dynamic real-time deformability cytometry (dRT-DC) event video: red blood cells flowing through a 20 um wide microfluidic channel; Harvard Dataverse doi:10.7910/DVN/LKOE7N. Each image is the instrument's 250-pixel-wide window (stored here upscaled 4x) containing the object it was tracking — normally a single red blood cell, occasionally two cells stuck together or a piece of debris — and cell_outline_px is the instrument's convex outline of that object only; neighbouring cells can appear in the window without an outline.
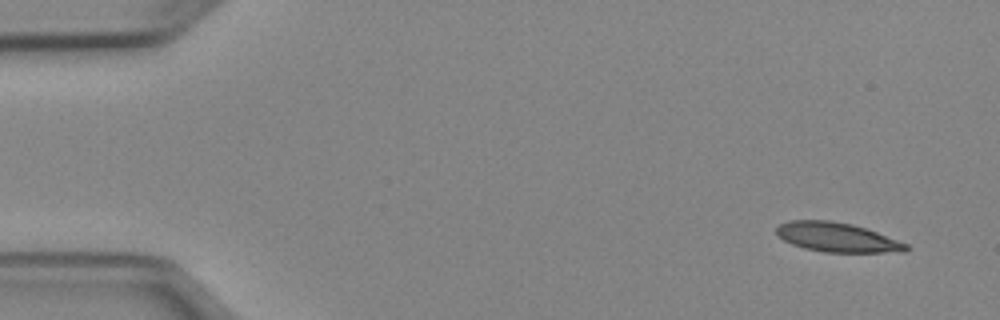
{"species": "Egyptian fruit bat (a non-hibernating species)", "species_latin": "Rousettus aegyptiacus", "temperature_condition": "cold", "stored_images_in_passage": 49, "camera_frame_rate_fps": 3000, "um_per_image_px": 0.085, "animal": {"sex": "female"}, "frame": {"image": 1, "passage_image": 1, "time_ms": 0.0, "image_size_px": [1000, 320], "cell_outline_px": [[908, 248], [904, 252], [824, 252], [804, 248], [792, 244], [784, 240], [776, 232], [776, 228], [780, 224], [788, 220], [828, 220], [852, 224], [876, 232], [908, 244]], "centroid_in_image_um": [71.13, 20.17], "position_along_channel_um": 13.9, "area_um2": 21.96}}
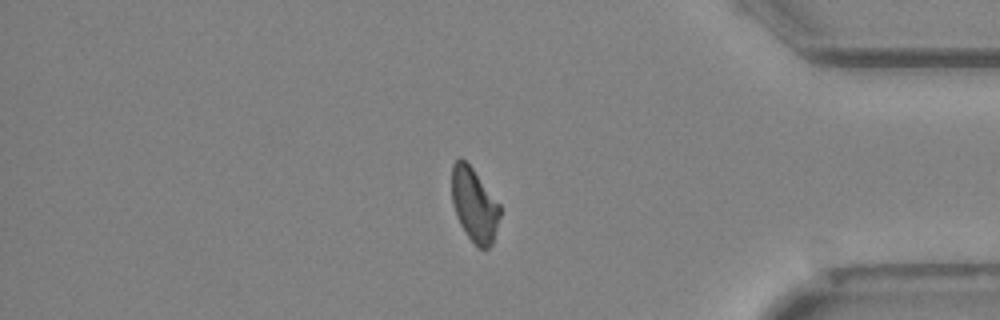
{"frame": {"image": 2, "passage_image": 41, "time_ms": 13.333, "image_size_px": [1000, 320], "cell_outline_px": [[500, 216], [492, 244], [488, 248], [480, 248], [468, 236], [460, 224], [456, 216], [452, 204], [452, 164], [460, 156], [472, 168], [500, 204]], "centroid_in_image_um": [40.31, 17.4], "position_along_channel_um": 394.9, "area_um2": 20.52}}
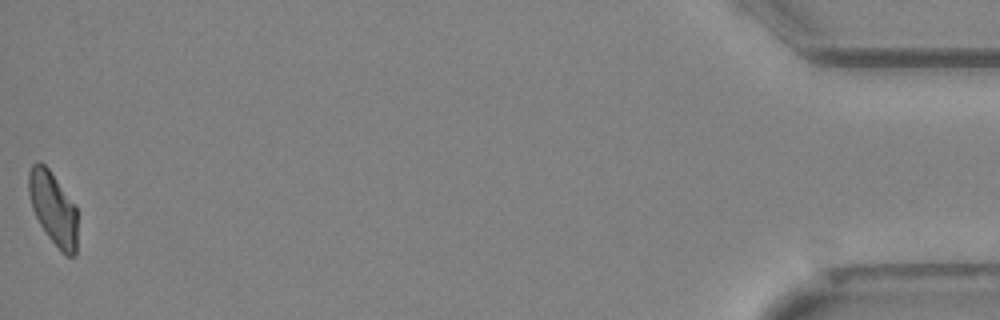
{"frame": {"image": 3, "passage_image": 49, "time_ms": 16.0, "image_size_px": [1000, 320], "cell_outline_px": [[76, 256], [64, 256], [60, 252], [44, 232], [32, 208], [28, 192], [28, 172], [32, 164], [36, 160], [40, 160], [48, 168], [76, 204]], "centroid_in_image_um": [4.51, 17.7], "position_along_channel_um": 430.7, "area_um2": 21.1}, "authors_computed_cell_mechanics": {"area_um2": 22.5998, "velocity_mm_per_s": 3.9418, "shape_relaxation_time_tau1_ms": 10.1458, "shape_relaxation_time_tau2_ms": 5.355, "deformation_change_tau1": 0.2457, "deformation_change_tau2": 0.146}}